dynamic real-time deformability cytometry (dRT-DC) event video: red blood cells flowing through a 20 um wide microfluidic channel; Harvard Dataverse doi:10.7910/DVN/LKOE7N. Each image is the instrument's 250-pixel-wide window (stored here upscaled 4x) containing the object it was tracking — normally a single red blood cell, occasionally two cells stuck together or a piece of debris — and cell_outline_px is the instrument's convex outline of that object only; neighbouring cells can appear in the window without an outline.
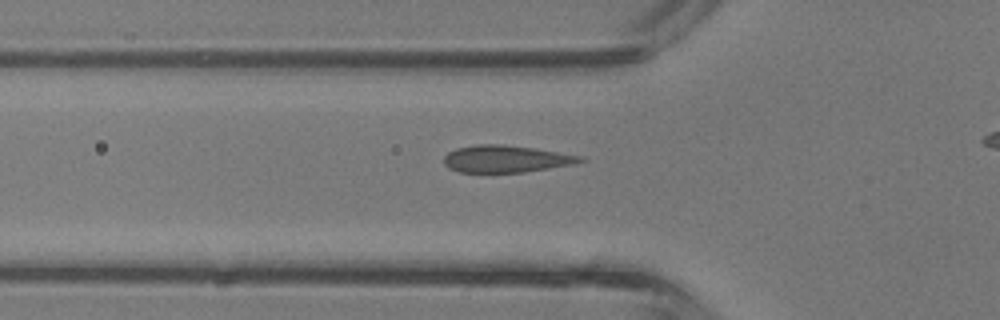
{"species": "common noctule bat (a hibernating species)", "species_latin": "Nyctalus noctula", "temperature_condition": "room temperature", "stored_images_in_passage": 33, "camera_frame_rate_fps": 3000, "um_per_image_px": 0.085, "animal": {"sex": "male", "body_mass_g": 13.3}, "frame": {"image": 1, "passage_image": 11, "time_ms": 3.333, "image_size_px": [1000, 320], "cell_outline_px": [[588, 160], [576, 164], [524, 172], [460, 172], [448, 168], [444, 164], [444, 156], [448, 152], [456, 148], [476, 144], [504, 144], [536, 148], [584, 156]], "centroid_in_image_um": [43.06, 13.49], "position_along_channel_um": 82.7, "area_um2": 21.85}}
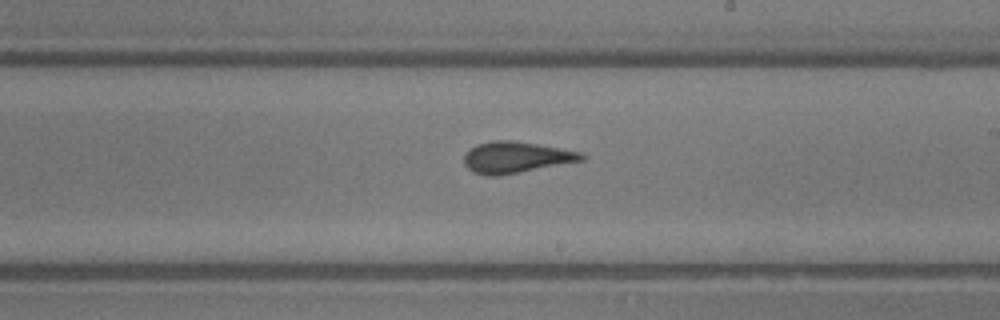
{"frame": {"image": 2, "passage_image": 21, "time_ms": 6.667, "image_size_px": [1000, 320], "cell_outline_px": [[588, 156], [584, 160], [520, 172], [496, 176], [484, 176], [472, 172], [464, 164], [464, 152], [468, 148], [476, 144], [492, 140], [512, 140], [536, 144], [580, 152]], "centroid_in_image_um": [43.79, 13.37], "position_along_channel_um": 245.2, "area_um2": 21.56}}
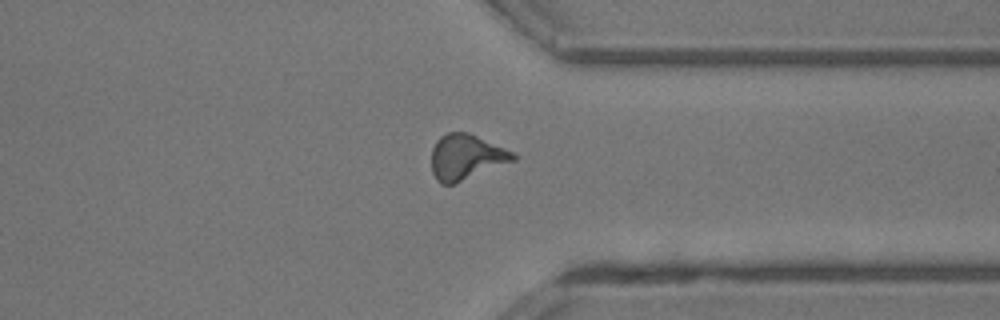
{"frame": {"image": 3, "passage_image": 29, "time_ms": 9.333, "image_size_px": [1000, 320], "cell_outline_px": [[516, 160], [452, 184], [440, 184], [436, 180], [432, 172], [432, 148], [436, 140], [440, 136], [448, 132], [468, 132], [504, 148], [512, 152], [516, 156]], "centroid_in_image_um": [39.58, 13.34], "position_along_channel_um": 371.8, "area_um2": 21.33}}